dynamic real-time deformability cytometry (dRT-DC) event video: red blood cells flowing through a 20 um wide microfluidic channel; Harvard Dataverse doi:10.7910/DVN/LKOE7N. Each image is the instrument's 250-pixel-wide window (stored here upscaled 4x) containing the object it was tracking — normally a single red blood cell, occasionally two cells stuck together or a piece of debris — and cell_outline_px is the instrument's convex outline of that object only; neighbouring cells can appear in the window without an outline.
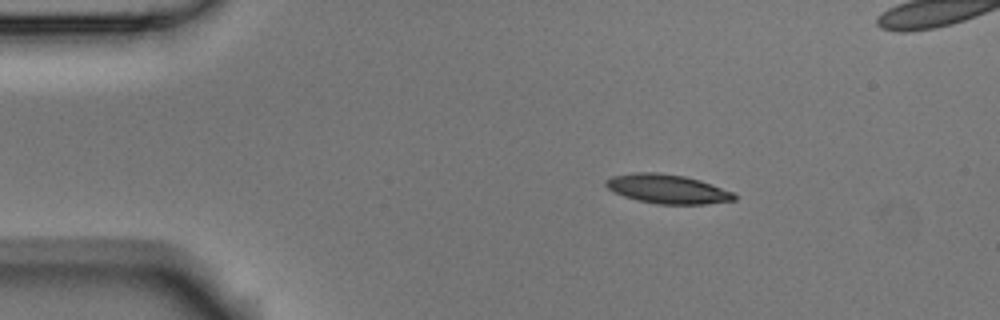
{"species": "Egyptian fruit bat (a non-hibernating species)", "species_latin": "Rousettus aegyptiacus", "temperature_condition": "room temperature", "stored_images_in_passage": 4, "camera_frame_rate_fps": 3000, "um_per_image_px": 0.085, "animal": {"sex": "male"}, "frame": {"image": 1, "passage_image": 1, "time_ms": 0.0, "image_size_px": [1000, 320], "cell_outline_px": [[736, 200], [704, 204], [656, 204], [636, 200], [624, 196], [608, 188], [604, 184], [604, 180], [612, 176], [632, 172], [660, 172], [684, 176], [700, 180], [732, 192], [736, 196]], "centroid_in_image_um": [56.69, 16.05], "position_along_channel_um": 28.3, "area_um2": 21.79}}
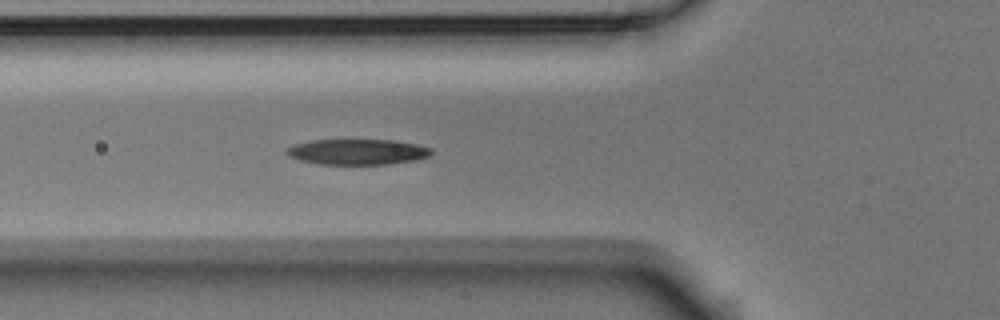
{"frame": {"image": 2, "passage_image": 4, "time_ms": 1.0, "image_size_px": [1000, 320], "cell_outline_px": [[432, 152], [428, 156], [416, 160], [388, 164], [320, 164], [300, 160], [288, 156], [284, 152], [288, 148], [296, 144], [312, 140], [340, 136], [348, 136], [396, 140], [416, 144], [432, 148]], "centroid_in_image_um": [30.36, 12.84], "position_along_channel_um": 95.4, "area_um2": 22.83}}